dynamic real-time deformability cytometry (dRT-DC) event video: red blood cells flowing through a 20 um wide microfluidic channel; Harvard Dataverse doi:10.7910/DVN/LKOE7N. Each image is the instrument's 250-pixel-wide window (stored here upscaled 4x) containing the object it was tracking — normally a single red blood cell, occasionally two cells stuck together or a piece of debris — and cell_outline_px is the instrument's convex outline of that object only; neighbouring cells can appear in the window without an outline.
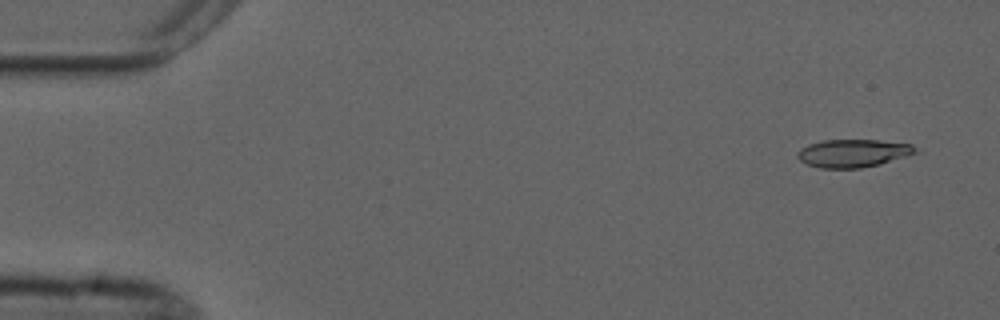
{"species": "common noctule bat (a hibernating species)", "species_latin": "Nyctalus noctula", "temperature_condition": "cold", "stored_images_in_passage": 4, "camera_frame_rate_fps": 3000, "um_per_image_px": 0.085, "animal": {"sex": "male", "forearm_length_mm": 52.5}, "frame": {"image": 1, "passage_image": 1, "time_ms": 0.0, "image_size_px": [1000, 320], "cell_outline_px": [[924, 152], [880, 164], [860, 168], [820, 168], [808, 164], [800, 160], [796, 156], [800, 148], [808, 144], [824, 140], [880, 140], [912, 144]], "centroid_in_image_um": [72.61, 13.02], "position_along_channel_um": 12.4, "area_um2": 19.54}}
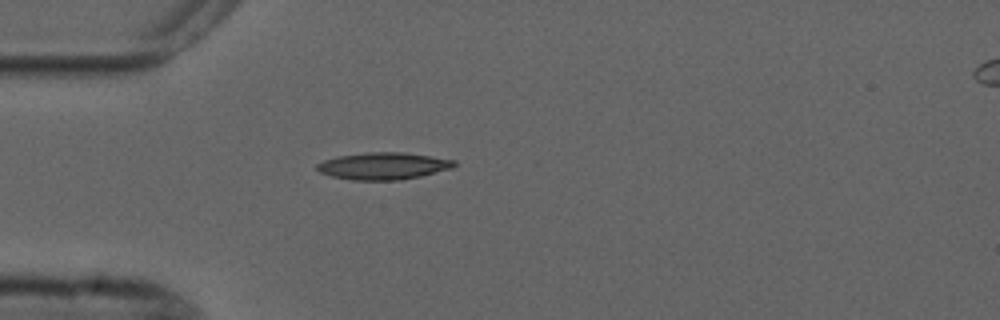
{"frame": {"image": 2, "passage_image": 4, "time_ms": 4.0, "image_size_px": [1000, 320], "cell_outline_px": [[456, 164], [452, 168], [420, 176], [400, 180], [352, 180], [332, 176], [320, 172], [316, 168], [316, 164], [324, 160], [336, 156], [368, 152], [404, 152], [432, 156], [456, 160]], "centroid_in_image_um": [32.58, 14.1], "position_along_channel_um": 52.4, "area_um2": 21.68}}